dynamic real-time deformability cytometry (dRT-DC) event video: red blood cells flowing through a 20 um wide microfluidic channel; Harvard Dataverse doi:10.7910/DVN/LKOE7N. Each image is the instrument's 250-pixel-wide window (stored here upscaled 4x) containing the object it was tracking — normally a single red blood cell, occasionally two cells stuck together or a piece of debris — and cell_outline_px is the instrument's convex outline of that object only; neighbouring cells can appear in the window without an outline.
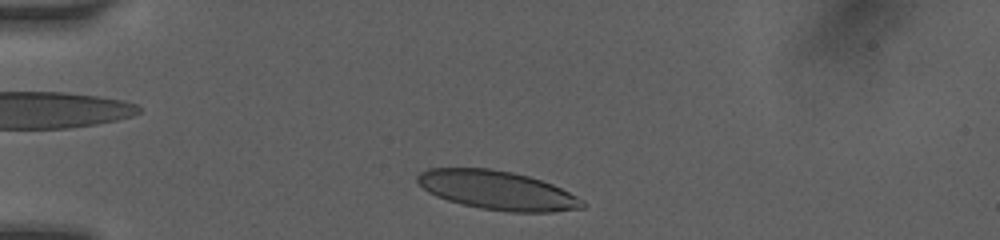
{"species": "human", "species_latin": "Homo sapiens", "temperature_condition": "room temperature", "stored_images_in_passage": 15, "camera_frame_rate_fps": 3000, "um_per_image_px": 0.085, "donor": {"sex": "female"}, "frame": {"image": 1, "passage_image": 2, "time_ms": 0.667, "image_size_px": [1000, 240], "cell_outline_px": [[588, 204], [584, 208], [552, 212], [508, 212], [480, 208], [448, 200], [436, 196], [428, 192], [416, 180], [416, 176], [420, 172], [428, 168], [488, 168], [512, 172], [528, 176], [552, 184], [584, 200]], "centroid_in_image_um": [42.28, 16.18], "position_along_channel_um": 42.7, "area_um2": 37.34}}
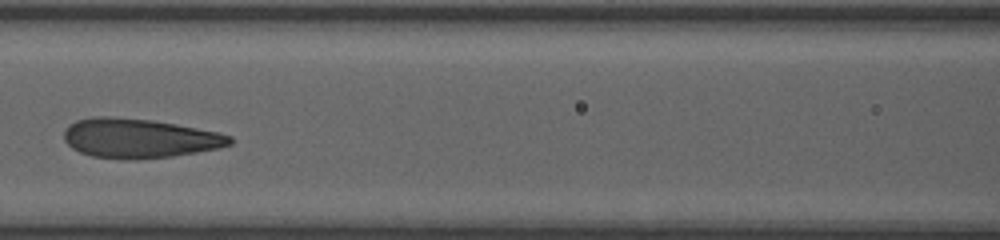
{"frame": {"image": 2, "passage_image": 8, "time_ms": 4.333, "image_size_px": [1000, 240], "cell_outline_px": [[232, 144], [220, 148], [172, 156], [136, 160], [128, 160], [92, 156], [80, 152], [72, 148], [64, 140], [64, 128], [68, 124], [76, 120], [96, 116], [112, 116], [152, 120], [176, 124], [220, 132], [232, 136]], "centroid_in_image_um": [11.83, 11.75], "position_along_channel_um": 154.8, "area_um2": 38.44}}
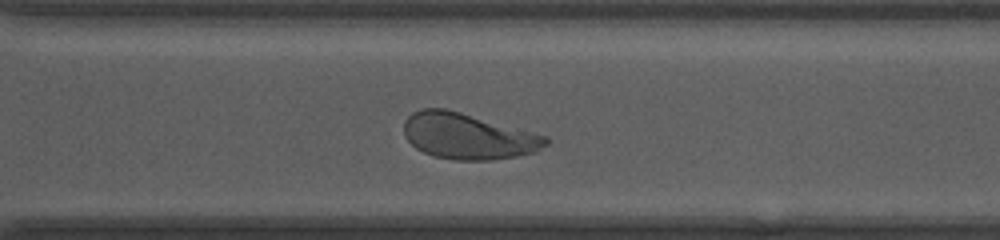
{"frame": {"image": 3, "passage_image": 15, "time_ms": 8.667, "image_size_px": [1000, 240], "cell_outline_px": [[548, 144], [532, 152], [516, 156], [492, 160], [456, 160], [436, 156], [424, 152], [416, 148], [404, 136], [404, 120], [412, 112], [420, 108], [444, 108], [460, 112], [548, 136]], "centroid_in_image_um": [39.74, 11.56], "position_along_channel_um": 330.9, "area_um2": 37.74}}